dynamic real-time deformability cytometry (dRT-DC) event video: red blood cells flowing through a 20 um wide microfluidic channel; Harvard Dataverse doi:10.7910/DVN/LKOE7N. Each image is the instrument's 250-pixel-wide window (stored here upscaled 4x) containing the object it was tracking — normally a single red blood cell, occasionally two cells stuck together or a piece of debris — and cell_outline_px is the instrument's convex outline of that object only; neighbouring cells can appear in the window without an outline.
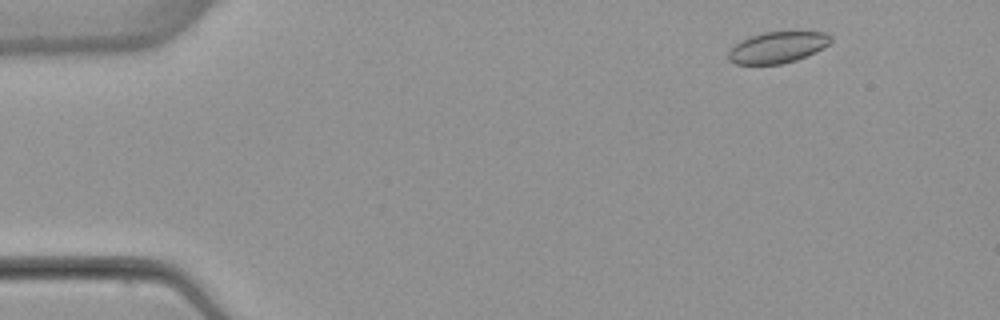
{"species": "common noctule bat (a hibernating species)", "species_latin": "Nyctalus noctula", "temperature_condition": "warm", "stored_images_in_passage": 51, "camera_frame_rate_fps": 3000, "um_per_image_px": 0.085, "animal": {"sex": "female", "body_mass_g": 22.7, "forearm_length_mm": 54.2}, "frame": {"image": 1, "passage_image": 4, "time_ms": 1.0, "image_size_px": [1000, 320], "cell_outline_px": [[832, 40], [824, 48], [816, 52], [796, 60], [780, 64], [736, 64], [728, 60], [728, 52], [740, 40], [764, 32], [828, 32], [832, 36]], "centroid_in_image_um": [66.11, 4.02], "position_along_channel_um": 18.9, "area_um2": 18.61}}
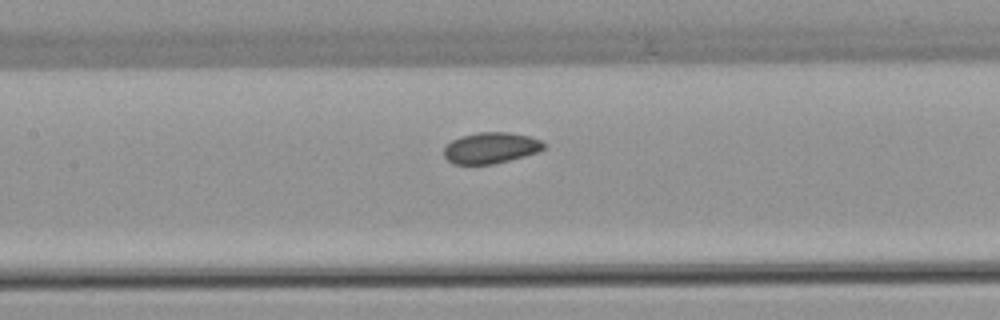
{"frame": {"image": 2, "passage_image": 23, "time_ms": 7.333, "image_size_px": [1000, 320], "cell_outline_px": [[544, 148], [536, 152], [524, 156], [492, 164], [452, 164], [444, 156], [444, 148], [452, 140], [460, 136], [480, 132], [508, 132], [528, 136], [540, 140], [544, 144]], "centroid_in_image_um": [41.68, 12.57], "position_along_channel_um": 165.7, "area_um2": 17.86}}
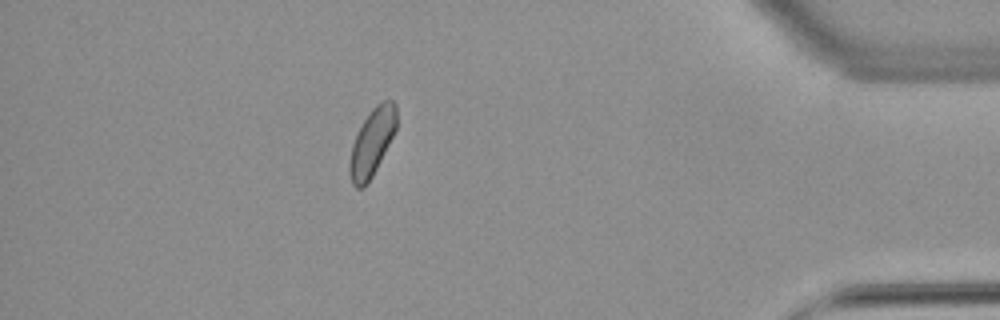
{"frame": {"image": 3, "passage_image": 45, "time_ms": 14.667, "image_size_px": [1000, 320], "cell_outline_px": [[396, 128], [372, 176], [364, 188], [356, 188], [352, 184], [348, 172], [348, 164], [352, 144], [364, 120], [372, 108], [376, 104], [384, 100], [392, 100], [396, 104]], "centroid_in_image_um": [31.59, 12.11], "position_along_channel_um": 403.6, "area_um2": 18.09}, "authors_computed_cell_mechanics": {"area_um2": 18.496, "velocity_mm_per_s": 3.8542, "shape_relaxation_time_tau1_ms": null, "shape_relaxation_time_tau2_ms": 4.073, "deformation_change_tau1": null, "deformation_change_tau2": 0.0843}}